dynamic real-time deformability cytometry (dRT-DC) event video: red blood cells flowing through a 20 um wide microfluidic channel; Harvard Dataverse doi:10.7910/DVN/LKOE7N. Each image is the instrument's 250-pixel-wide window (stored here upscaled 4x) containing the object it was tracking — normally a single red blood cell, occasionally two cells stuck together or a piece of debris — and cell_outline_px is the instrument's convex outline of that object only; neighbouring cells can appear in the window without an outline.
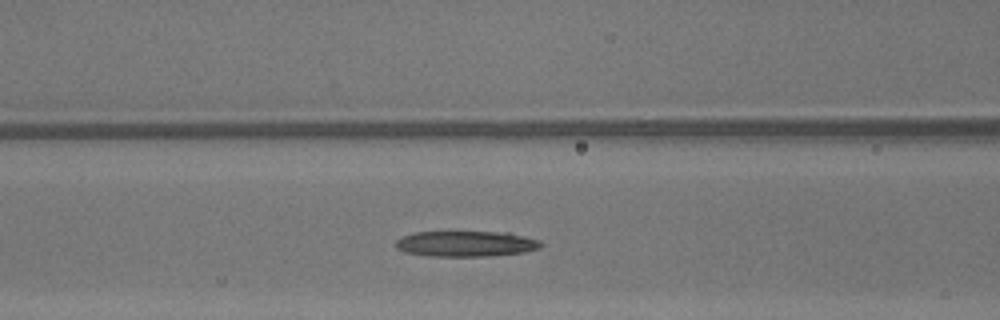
{"species": "common noctule bat (a hibernating species)", "species_latin": "Nyctalus noctula", "temperature_condition": "warm", "stored_images_in_passage": 39, "camera_frame_rate_fps": 3000, "um_per_image_px": 0.085, "animal": {"sex": "male", "body_mass_g": 13.3}, "frame": {"image": 1, "passage_image": 21, "time_ms": 6.667, "image_size_px": [1000, 320], "cell_outline_px": [[544, 244], [540, 248], [524, 252], [488, 256], [428, 256], [404, 252], [396, 248], [396, 240], [412, 232], [508, 232], [540, 240]], "centroid_in_image_um": [39.62, 20.72], "position_along_channel_um": 127.0, "area_um2": 21.79}}
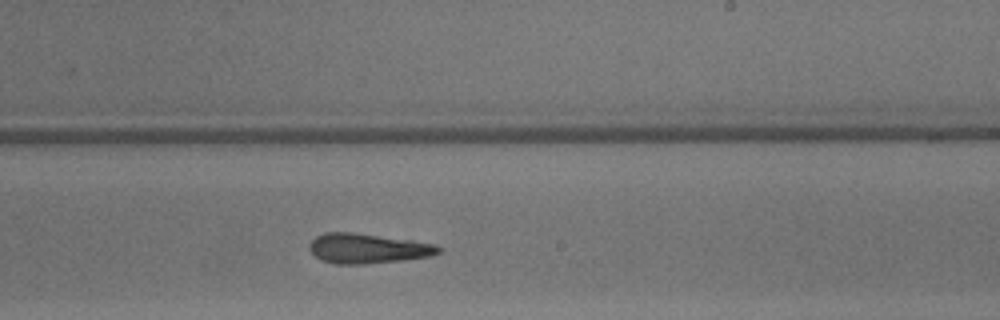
{"frame": {"image": 2, "passage_image": 30, "time_ms": 9.667, "image_size_px": [1000, 320], "cell_outline_px": [[440, 252], [428, 256], [404, 260], [364, 264], [336, 264], [320, 260], [308, 248], [308, 244], [316, 236], [324, 232], [352, 232], [412, 240], [436, 244], [440, 248]], "centroid_in_image_um": [31.21, 21.11], "position_along_channel_um": 257.8, "area_um2": 22.48}}
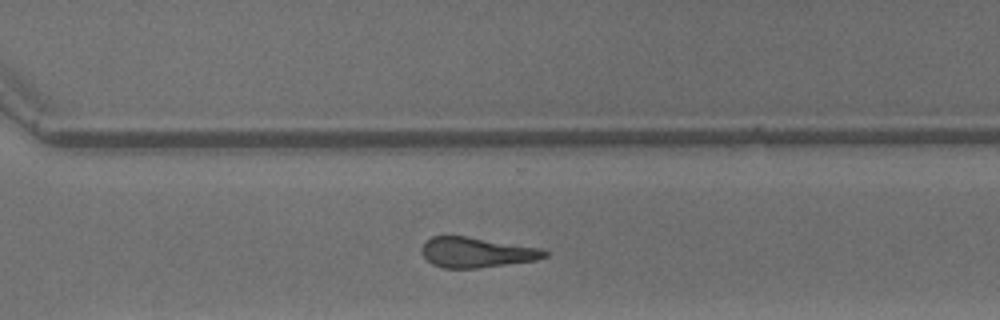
{"frame": {"image": 3, "passage_image": 35, "time_ms": 11.333, "image_size_px": [1000, 320], "cell_outline_px": [[548, 256], [536, 260], [476, 268], [444, 268], [432, 264], [420, 252], [424, 244], [432, 236], [464, 236], [540, 248], [548, 252]], "centroid_in_image_um": [40.5, 21.46], "position_along_channel_um": 330.1, "area_um2": 21.27}, "authors_computed_cell_mechanics": {"area_um2": 21.7906, "velocity_mm_per_s": 4.36, "shape_relaxation_time_tau1_ms": 10.6192, "shape_relaxation_time_tau2_ms": 3.7903, "deformation_change_tau1": 0.3101, "deformation_change_tau2": 0.1981}}